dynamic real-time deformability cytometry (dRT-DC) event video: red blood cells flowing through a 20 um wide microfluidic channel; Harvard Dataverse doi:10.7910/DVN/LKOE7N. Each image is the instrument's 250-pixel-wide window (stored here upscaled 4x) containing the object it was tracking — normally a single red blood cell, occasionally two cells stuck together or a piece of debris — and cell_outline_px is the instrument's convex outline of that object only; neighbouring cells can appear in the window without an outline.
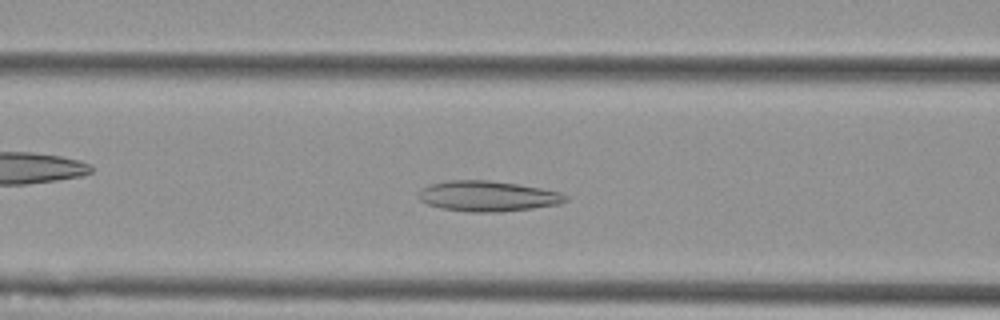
{"species": "Egyptian fruit bat (a non-hibernating species)", "species_latin": "Rousettus aegyptiacus", "temperature_condition": "cold", "stored_images_in_passage": 47, "camera_frame_rate_fps": 3000, "um_per_image_px": 0.085, "animal": {"sex": "female"}, "frame": {"image": 1, "passage_image": 14, "time_ms": 4.333, "image_size_px": [1000, 320], "cell_outline_px": [[568, 200], [560, 204], [532, 208], [500, 212], [468, 212], [440, 208], [428, 204], [420, 200], [420, 192], [424, 188], [432, 184], [448, 180], [488, 180], [516, 184], [540, 188], [560, 192], [568, 196]], "centroid_in_image_um": [41.49, 16.68], "position_along_channel_um": 125.1, "area_um2": 25.89}}
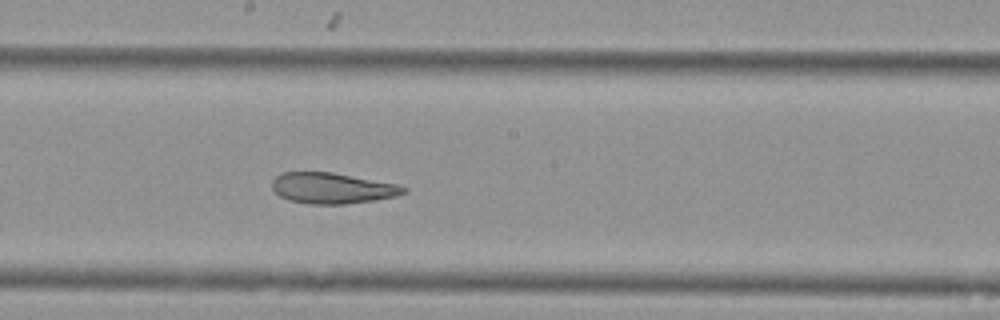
{"frame": {"image": 2, "passage_image": 22, "time_ms": 7.0, "image_size_px": [1000, 320], "cell_outline_px": [[408, 192], [396, 196], [376, 200], [348, 204], [312, 204], [288, 200], [280, 196], [272, 188], [272, 180], [280, 172], [332, 172], [396, 184], [408, 188]], "centroid_in_image_um": [28.24, 16.0], "position_along_channel_um": 220.0, "area_um2": 23.7}}
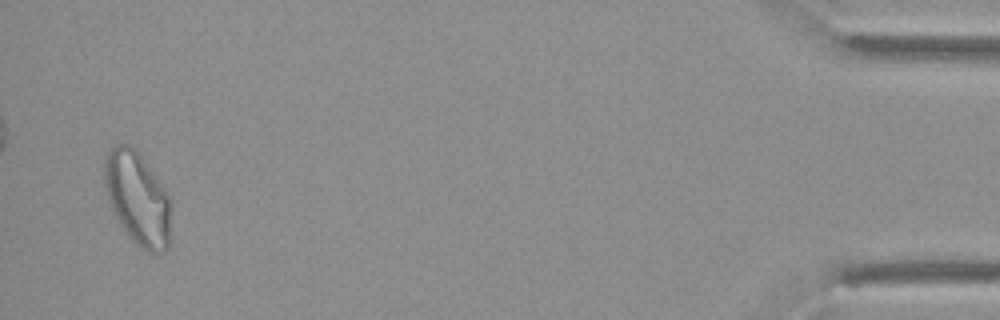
{"frame": {"image": 3, "passage_image": 46, "time_ms": 15.0, "image_size_px": [1000, 320], "cell_outline_px": [[172, 240], [168, 248], [164, 252], [144, 252], [128, 236], [120, 224], [108, 200], [104, 188], [104, 160], [108, 152], [116, 144], [128, 144], [140, 152], [172, 200]], "centroid_in_image_um": [11.75, 16.91], "position_along_channel_um": 423.5, "area_um2": 37.11}, "authors_computed_cell_mechanics": {"area_um2": 26.9348, "velocity_mm_per_s": 3.5752, "shape_relaxation_time_tau1_ms": null, "shape_relaxation_time_tau2_ms": 2.5584, "deformation_change_tau1": null, "deformation_change_tau2": 0.0957}}